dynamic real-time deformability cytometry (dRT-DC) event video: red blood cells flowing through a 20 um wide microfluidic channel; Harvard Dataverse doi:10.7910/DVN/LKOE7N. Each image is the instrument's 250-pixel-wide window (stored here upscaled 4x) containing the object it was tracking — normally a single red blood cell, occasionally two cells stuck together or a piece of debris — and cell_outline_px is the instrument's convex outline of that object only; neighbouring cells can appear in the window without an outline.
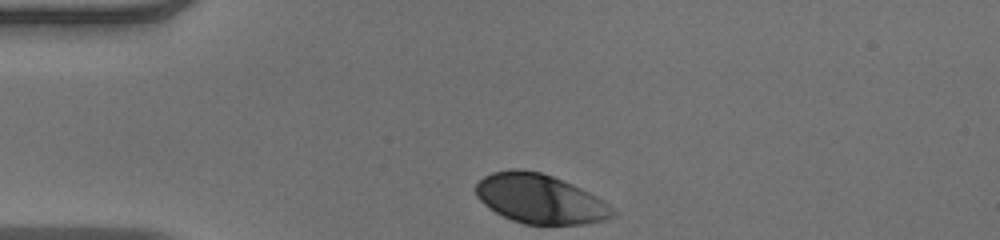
{"species": "human", "species_latin": "Homo sapiens", "temperature_condition": "warm", "stored_images_in_passage": 32, "camera_frame_rate_fps": 3000, "um_per_image_px": 0.085, "donor": {"sex": "male"}, "frame": {"image": 1, "passage_image": 1, "time_ms": 0.0, "image_size_px": [1000, 240], "cell_outline_px": [[616, 212], [612, 216], [604, 220], [588, 224], [524, 224], [512, 220], [496, 212], [484, 204], [476, 196], [472, 188], [484, 176], [492, 172], [512, 168], [520, 168], [540, 172], [552, 176], [572, 184], [596, 196], [608, 204]], "centroid_in_image_um": [45.86, 16.89], "position_along_channel_um": 39.1, "area_um2": 39.3}}
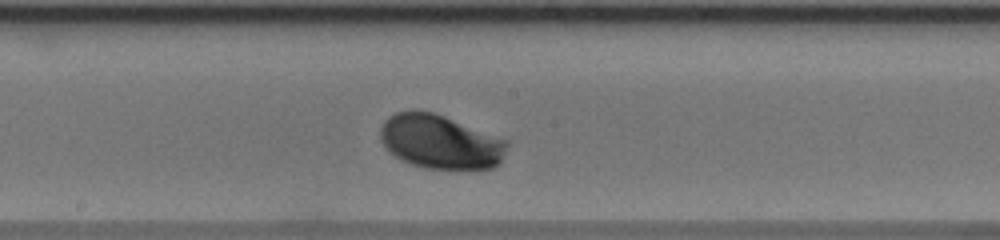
{"frame": {"image": 2, "passage_image": 17, "time_ms": 5.333, "image_size_px": [1000, 240], "cell_outline_px": [[508, 144], [500, 160], [492, 168], [424, 168], [412, 164], [388, 152], [380, 140], [380, 128], [384, 120], [388, 116], [396, 112], [412, 108], [416, 108], [432, 112], [444, 116], [508, 140]], "centroid_in_image_um": [37.35, 12.01], "position_along_channel_um": 210.8, "area_um2": 39.82}}
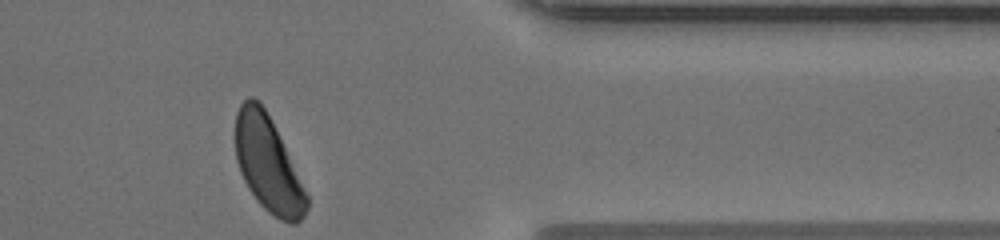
{"frame": {"image": 3, "passage_image": 32, "time_ms": 10.333, "image_size_px": [1000, 240], "cell_outline_px": [[308, 208], [304, 216], [296, 224], [288, 224], [280, 220], [268, 212], [260, 204], [248, 188], [240, 172], [236, 160], [236, 112], [240, 104], [248, 96], [252, 96], [260, 100], [272, 120], [308, 196]], "centroid_in_image_um": [22.77, 13.94], "position_along_channel_um": 388.6, "area_um2": 39.59}, "authors_computed_cell_mechanics": {"area_um2": 39.3329, "velocity_mm_per_s": 3.8876, "shape_relaxation_time_tau1_ms": 1.7671, "shape_relaxation_time_tau2_ms": null, "deformation_change_tau1": 0.1188, "deformation_change_tau2": null}}